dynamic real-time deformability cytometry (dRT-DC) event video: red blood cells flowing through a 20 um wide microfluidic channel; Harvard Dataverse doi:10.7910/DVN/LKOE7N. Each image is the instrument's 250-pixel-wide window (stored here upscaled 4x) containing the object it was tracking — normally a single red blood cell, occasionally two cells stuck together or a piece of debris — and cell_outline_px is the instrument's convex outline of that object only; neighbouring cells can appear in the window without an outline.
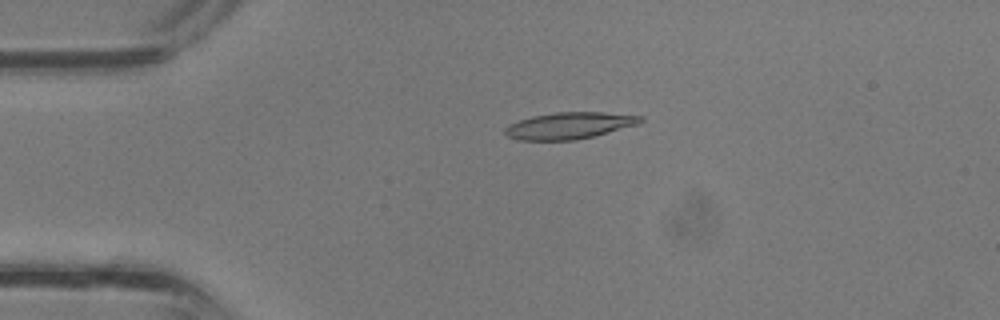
{"species": "common noctule bat (a hibernating species)", "species_latin": "Nyctalus noctula", "temperature_condition": "room temperature", "stored_images_in_passage": 37, "camera_frame_rate_fps": 3000, "um_per_image_px": 0.085, "animal": {"sex": "male", "body_mass_g": 13.3}, "frame": {"image": 1, "passage_image": 8, "time_ms": 2.333, "image_size_px": [1000, 320], "cell_outline_px": [[644, 120], [636, 124], [592, 136], [572, 140], [520, 140], [508, 136], [504, 132], [504, 128], [508, 124], [532, 116], [556, 112], [604, 112], [644, 116]], "centroid_in_image_um": [48.35, 10.66], "position_along_channel_um": 36.6, "area_um2": 20.75}}
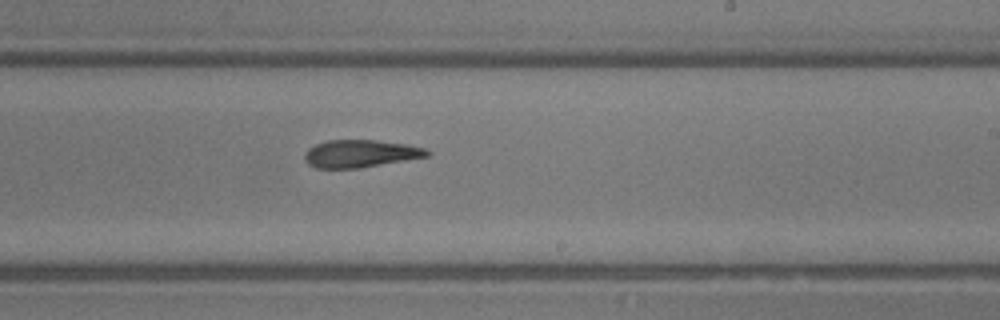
{"frame": {"image": 2, "passage_image": 22, "time_ms": 7.0, "image_size_px": [1000, 320], "cell_outline_px": [[432, 152], [428, 156], [360, 168], [316, 168], [308, 164], [304, 160], [304, 152], [308, 148], [316, 144], [328, 140], [376, 140], [408, 144], [424, 148]], "centroid_in_image_um": [30.61, 13.05], "position_along_channel_um": 258.4, "area_um2": 19.71}}
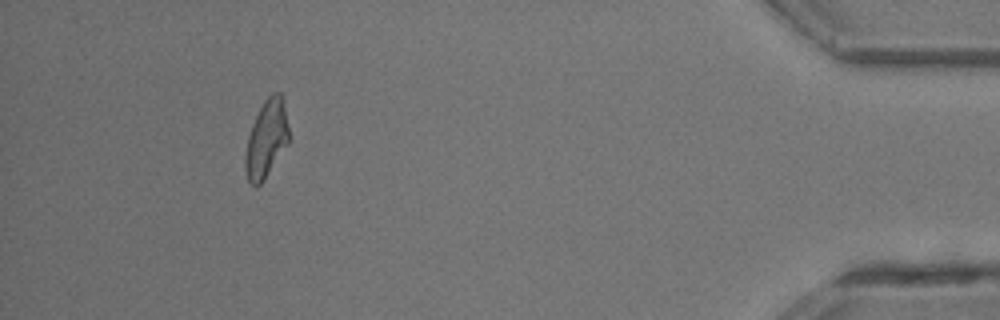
{"frame": {"image": 3, "passage_image": 34, "time_ms": 11.0, "image_size_px": [1000, 320], "cell_outline_px": [[288, 144], [264, 180], [256, 188], [248, 180], [244, 168], [244, 160], [248, 136], [252, 124], [264, 100], [272, 92], [280, 92], [284, 108], [288, 128]], "centroid_in_image_um": [22.62, 11.85], "position_along_channel_um": 412.6, "area_um2": 19.48}}